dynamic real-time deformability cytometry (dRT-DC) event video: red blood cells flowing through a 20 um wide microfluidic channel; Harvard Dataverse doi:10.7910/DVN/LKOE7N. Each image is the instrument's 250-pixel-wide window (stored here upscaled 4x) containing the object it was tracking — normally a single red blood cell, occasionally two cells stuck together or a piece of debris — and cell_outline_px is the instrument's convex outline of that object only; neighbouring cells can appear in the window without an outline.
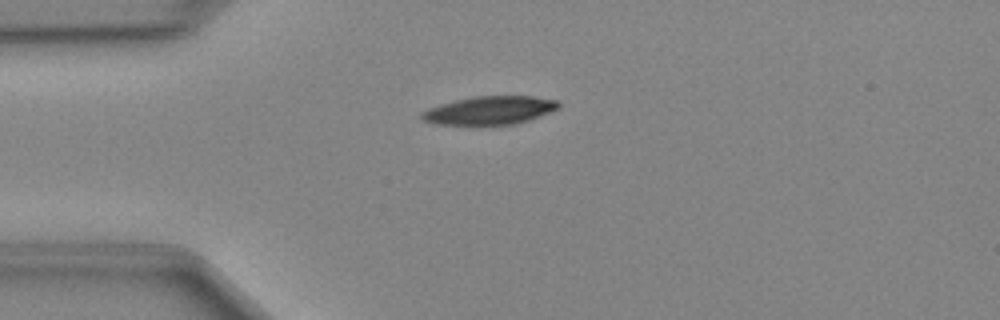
{"species": "Egyptian fruit bat (a non-hibernating species)", "species_latin": "Rousettus aegyptiacus", "temperature_condition": "cold", "stored_images_in_passage": 48, "camera_frame_rate_fps": 3000, "um_per_image_px": 0.085, "animal": {"sex": "female"}, "frame": {"image": 1, "passage_image": 12, "time_ms": 3.667, "image_size_px": [1000, 320], "cell_outline_px": [[560, 108], [528, 120], [512, 124], [436, 124], [420, 120], [420, 112], [428, 108], [440, 104], [456, 100], [476, 96], [532, 96], [556, 100], [560, 104]], "centroid_in_image_um": [41.59, 9.37], "position_along_channel_um": 43.4, "area_um2": 22.37}}
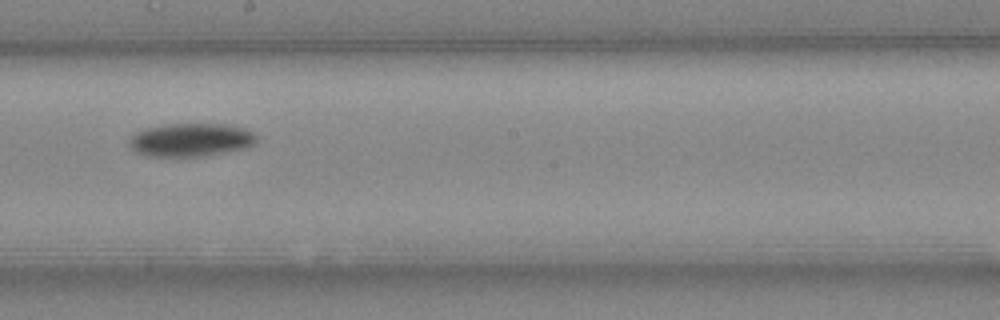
{"frame": {"image": 2, "passage_image": 27, "time_ms": 8.667, "image_size_px": [1000, 320], "cell_outline_px": [[256, 144], [248, 148], [204, 156], [148, 156], [136, 152], [132, 148], [128, 140], [136, 132], [144, 128], [168, 124], [228, 124], [244, 128], [252, 132], [256, 136]], "centroid_in_image_um": [16.25, 11.89], "position_along_channel_um": 232.0, "area_um2": 24.8}}
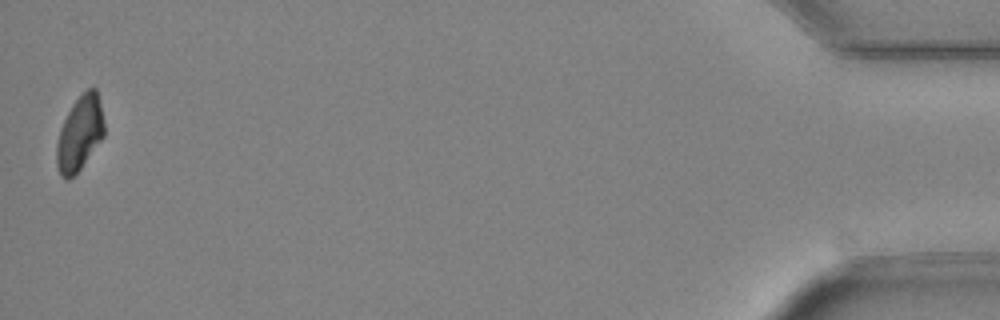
{"frame": {"image": 3, "passage_image": 48, "time_ms": 15.667, "image_size_px": [1000, 320], "cell_outline_px": [[104, 136], [80, 168], [68, 180], [64, 180], [60, 176], [56, 164], [56, 144], [60, 128], [72, 104], [88, 88], [96, 88], [104, 120]], "centroid_in_image_um": [6.76, 11.36], "position_along_channel_um": 428.4, "area_um2": 20.52}}